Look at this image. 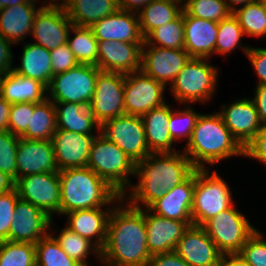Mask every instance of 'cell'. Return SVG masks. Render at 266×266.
<instances>
[{
	"instance_id": "4316f807",
	"label": "cell",
	"mask_w": 266,
	"mask_h": 266,
	"mask_svg": "<svg viewBox=\"0 0 266 266\" xmlns=\"http://www.w3.org/2000/svg\"><path fill=\"white\" fill-rule=\"evenodd\" d=\"M35 3V0H28L3 8L0 11V35L12 44H20L27 35L31 36L34 17L41 8L37 9Z\"/></svg>"
},
{
	"instance_id": "52a82bcc",
	"label": "cell",
	"mask_w": 266,
	"mask_h": 266,
	"mask_svg": "<svg viewBox=\"0 0 266 266\" xmlns=\"http://www.w3.org/2000/svg\"><path fill=\"white\" fill-rule=\"evenodd\" d=\"M207 61L208 58H191L169 85L177 102L193 104L212 99L219 70Z\"/></svg>"
},
{
	"instance_id": "7c38bea8",
	"label": "cell",
	"mask_w": 266,
	"mask_h": 266,
	"mask_svg": "<svg viewBox=\"0 0 266 266\" xmlns=\"http://www.w3.org/2000/svg\"><path fill=\"white\" fill-rule=\"evenodd\" d=\"M165 87L141 70L125 74V114L142 117L146 112L164 105Z\"/></svg>"
},
{
	"instance_id": "e575fe53",
	"label": "cell",
	"mask_w": 266,
	"mask_h": 266,
	"mask_svg": "<svg viewBox=\"0 0 266 266\" xmlns=\"http://www.w3.org/2000/svg\"><path fill=\"white\" fill-rule=\"evenodd\" d=\"M69 33H72L74 37L70 39L68 34L67 43L79 64L97 65L98 40L95 38L92 29L72 25Z\"/></svg>"
},
{
	"instance_id": "be15d7a7",
	"label": "cell",
	"mask_w": 266,
	"mask_h": 266,
	"mask_svg": "<svg viewBox=\"0 0 266 266\" xmlns=\"http://www.w3.org/2000/svg\"><path fill=\"white\" fill-rule=\"evenodd\" d=\"M174 1H177L179 3H181L182 5L184 4L185 0H174Z\"/></svg>"
},
{
	"instance_id": "ee69618b",
	"label": "cell",
	"mask_w": 266,
	"mask_h": 266,
	"mask_svg": "<svg viewBox=\"0 0 266 266\" xmlns=\"http://www.w3.org/2000/svg\"><path fill=\"white\" fill-rule=\"evenodd\" d=\"M19 137L9 130L0 132V171L17 180L16 155Z\"/></svg>"
},
{
	"instance_id": "7a4b0ae2",
	"label": "cell",
	"mask_w": 266,
	"mask_h": 266,
	"mask_svg": "<svg viewBox=\"0 0 266 266\" xmlns=\"http://www.w3.org/2000/svg\"><path fill=\"white\" fill-rule=\"evenodd\" d=\"M194 170L184 152L150 153L136 163L135 176L139 177V181L129 188V196L124 195L123 198L135 208H148L170 189L184 182Z\"/></svg>"
},
{
	"instance_id": "484cf974",
	"label": "cell",
	"mask_w": 266,
	"mask_h": 266,
	"mask_svg": "<svg viewBox=\"0 0 266 266\" xmlns=\"http://www.w3.org/2000/svg\"><path fill=\"white\" fill-rule=\"evenodd\" d=\"M184 50L192 58H210L215 53L218 23L184 11Z\"/></svg>"
},
{
	"instance_id": "b9f144b4",
	"label": "cell",
	"mask_w": 266,
	"mask_h": 266,
	"mask_svg": "<svg viewBox=\"0 0 266 266\" xmlns=\"http://www.w3.org/2000/svg\"><path fill=\"white\" fill-rule=\"evenodd\" d=\"M183 10L189 16L217 23L232 14L224 0H185Z\"/></svg>"
},
{
	"instance_id": "9f6ffc18",
	"label": "cell",
	"mask_w": 266,
	"mask_h": 266,
	"mask_svg": "<svg viewBox=\"0 0 266 266\" xmlns=\"http://www.w3.org/2000/svg\"><path fill=\"white\" fill-rule=\"evenodd\" d=\"M12 104L0 95V132L8 130V121Z\"/></svg>"
},
{
	"instance_id": "bcb514c9",
	"label": "cell",
	"mask_w": 266,
	"mask_h": 266,
	"mask_svg": "<svg viewBox=\"0 0 266 266\" xmlns=\"http://www.w3.org/2000/svg\"><path fill=\"white\" fill-rule=\"evenodd\" d=\"M19 199L16 189L0 194V241H9L10 224L16 202Z\"/></svg>"
},
{
	"instance_id": "f6af8a7d",
	"label": "cell",
	"mask_w": 266,
	"mask_h": 266,
	"mask_svg": "<svg viewBox=\"0 0 266 266\" xmlns=\"http://www.w3.org/2000/svg\"><path fill=\"white\" fill-rule=\"evenodd\" d=\"M256 230L243 245L238 255L249 266H266V240Z\"/></svg>"
},
{
	"instance_id": "d590c367",
	"label": "cell",
	"mask_w": 266,
	"mask_h": 266,
	"mask_svg": "<svg viewBox=\"0 0 266 266\" xmlns=\"http://www.w3.org/2000/svg\"><path fill=\"white\" fill-rule=\"evenodd\" d=\"M59 235L53 236L59 243L60 247L67 253V255L74 259L81 266H89L87 257L92 253L97 255L100 260L101 250L90 240L82 237L78 233L72 232L68 227L61 229Z\"/></svg>"
},
{
	"instance_id": "603a6c76",
	"label": "cell",
	"mask_w": 266,
	"mask_h": 266,
	"mask_svg": "<svg viewBox=\"0 0 266 266\" xmlns=\"http://www.w3.org/2000/svg\"><path fill=\"white\" fill-rule=\"evenodd\" d=\"M122 198L123 196L118 194L108 204L109 207L106 210L102 207H96L93 209L74 210L65 214V216H68L66 227L72 232L87 238L101 250L106 241L108 220L113 209L110 205L115 204V201L118 203Z\"/></svg>"
},
{
	"instance_id": "6125c7cd",
	"label": "cell",
	"mask_w": 266,
	"mask_h": 266,
	"mask_svg": "<svg viewBox=\"0 0 266 266\" xmlns=\"http://www.w3.org/2000/svg\"><path fill=\"white\" fill-rule=\"evenodd\" d=\"M28 0H0V11L5 8V7H8V6H16L18 4H21V3H25L27 2Z\"/></svg>"
},
{
	"instance_id": "6da1fadb",
	"label": "cell",
	"mask_w": 266,
	"mask_h": 266,
	"mask_svg": "<svg viewBox=\"0 0 266 266\" xmlns=\"http://www.w3.org/2000/svg\"><path fill=\"white\" fill-rule=\"evenodd\" d=\"M112 207L106 241L100 252L101 264L147 266L151 254L147 246L145 209L131 206L124 198Z\"/></svg>"
},
{
	"instance_id": "f1b7e54d",
	"label": "cell",
	"mask_w": 266,
	"mask_h": 266,
	"mask_svg": "<svg viewBox=\"0 0 266 266\" xmlns=\"http://www.w3.org/2000/svg\"><path fill=\"white\" fill-rule=\"evenodd\" d=\"M47 87L38 80L8 71L0 76V95L9 103H39L47 98Z\"/></svg>"
},
{
	"instance_id": "83f0119b",
	"label": "cell",
	"mask_w": 266,
	"mask_h": 266,
	"mask_svg": "<svg viewBox=\"0 0 266 266\" xmlns=\"http://www.w3.org/2000/svg\"><path fill=\"white\" fill-rule=\"evenodd\" d=\"M172 109L164 105L146 112L142 116L147 146L151 153L175 152L174 141L169 132Z\"/></svg>"
},
{
	"instance_id": "f907efd6",
	"label": "cell",
	"mask_w": 266,
	"mask_h": 266,
	"mask_svg": "<svg viewBox=\"0 0 266 266\" xmlns=\"http://www.w3.org/2000/svg\"><path fill=\"white\" fill-rule=\"evenodd\" d=\"M246 56L253 65L259 78L258 84H266V48L250 47Z\"/></svg>"
},
{
	"instance_id": "e7e4bbea",
	"label": "cell",
	"mask_w": 266,
	"mask_h": 266,
	"mask_svg": "<svg viewBox=\"0 0 266 266\" xmlns=\"http://www.w3.org/2000/svg\"><path fill=\"white\" fill-rule=\"evenodd\" d=\"M261 2L263 3L265 10H266V0H261Z\"/></svg>"
},
{
	"instance_id": "3957f363",
	"label": "cell",
	"mask_w": 266,
	"mask_h": 266,
	"mask_svg": "<svg viewBox=\"0 0 266 266\" xmlns=\"http://www.w3.org/2000/svg\"><path fill=\"white\" fill-rule=\"evenodd\" d=\"M183 152L195 168H205L208 163L214 166L235 155L244 156V148L226 127L219 112L199 114Z\"/></svg>"
},
{
	"instance_id": "ac0fdd59",
	"label": "cell",
	"mask_w": 266,
	"mask_h": 266,
	"mask_svg": "<svg viewBox=\"0 0 266 266\" xmlns=\"http://www.w3.org/2000/svg\"><path fill=\"white\" fill-rule=\"evenodd\" d=\"M190 266H219L222 254L202 226L190 225L174 249Z\"/></svg>"
},
{
	"instance_id": "60d3db41",
	"label": "cell",
	"mask_w": 266,
	"mask_h": 266,
	"mask_svg": "<svg viewBox=\"0 0 266 266\" xmlns=\"http://www.w3.org/2000/svg\"><path fill=\"white\" fill-rule=\"evenodd\" d=\"M0 266H36L35 244L0 241Z\"/></svg>"
},
{
	"instance_id": "44dd1931",
	"label": "cell",
	"mask_w": 266,
	"mask_h": 266,
	"mask_svg": "<svg viewBox=\"0 0 266 266\" xmlns=\"http://www.w3.org/2000/svg\"><path fill=\"white\" fill-rule=\"evenodd\" d=\"M143 43L98 41L97 67L105 72L128 74L141 70Z\"/></svg>"
},
{
	"instance_id": "c3c4849f",
	"label": "cell",
	"mask_w": 266,
	"mask_h": 266,
	"mask_svg": "<svg viewBox=\"0 0 266 266\" xmlns=\"http://www.w3.org/2000/svg\"><path fill=\"white\" fill-rule=\"evenodd\" d=\"M50 56L52 76L68 71L79 64L68 43L50 50Z\"/></svg>"
},
{
	"instance_id": "30bf717a",
	"label": "cell",
	"mask_w": 266,
	"mask_h": 266,
	"mask_svg": "<svg viewBox=\"0 0 266 266\" xmlns=\"http://www.w3.org/2000/svg\"><path fill=\"white\" fill-rule=\"evenodd\" d=\"M100 134L117 145L135 163L151 153L140 116L123 114L109 119L100 125Z\"/></svg>"
},
{
	"instance_id": "d6a6232c",
	"label": "cell",
	"mask_w": 266,
	"mask_h": 266,
	"mask_svg": "<svg viewBox=\"0 0 266 266\" xmlns=\"http://www.w3.org/2000/svg\"><path fill=\"white\" fill-rule=\"evenodd\" d=\"M183 5L174 0H151L139 13L140 29L145 38L153 29L176 19Z\"/></svg>"
},
{
	"instance_id": "d6986e66",
	"label": "cell",
	"mask_w": 266,
	"mask_h": 266,
	"mask_svg": "<svg viewBox=\"0 0 266 266\" xmlns=\"http://www.w3.org/2000/svg\"><path fill=\"white\" fill-rule=\"evenodd\" d=\"M96 135L56 130L52 137L58 170L86 167Z\"/></svg>"
},
{
	"instance_id": "836d02e7",
	"label": "cell",
	"mask_w": 266,
	"mask_h": 266,
	"mask_svg": "<svg viewBox=\"0 0 266 266\" xmlns=\"http://www.w3.org/2000/svg\"><path fill=\"white\" fill-rule=\"evenodd\" d=\"M56 130L55 106L46 98L42 102L34 103V112H30V125L20 137L30 140H52Z\"/></svg>"
},
{
	"instance_id": "5bb4252c",
	"label": "cell",
	"mask_w": 266,
	"mask_h": 266,
	"mask_svg": "<svg viewBox=\"0 0 266 266\" xmlns=\"http://www.w3.org/2000/svg\"><path fill=\"white\" fill-rule=\"evenodd\" d=\"M191 58L184 49L156 47L144 41L141 49V71L166 87L168 83H173Z\"/></svg>"
},
{
	"instance_id": "681fc988",
	"label": "cell",
	"mask_w": 266,
	"mask_h": 266,
	"mask_svg": "<svg viewBox=\"0 0 266 266\" xmlns=\"http://www.w3.org/2000/svg\"><path fill=\"white\" fill-rule=\"evenodd\" d=\"M244 157L255 158L266 165V126H263L245 147Z\"/></svg>"
},
{
	"instance_id": "f546056e",
	"label": "cell",
	"mask_w": 266,
	"mask_h": 266,
	"mask_svg": "<svg viewBox=\"0 0 266 266\" xmlns=\"http://www.w3.org/2000/svg\"><path fill=\"white\" fill-rule=\"evenodd\" d=\"M53 103L56 111L57 130L86 135H95L93 130L96 129L100 131V124L92 115L89 106L70 102Z\"/></svg>"
},
{
	"instance_id": "e0dca14e",
	"label": "cell",
	"mask_w": 266,
	"mask_h": 266,
	"mask_svg": "<svg viewBox=\"0 0 266 266\" xmlns=\"http://www.w3.org/2000/svg\"><path fill=\"white\" fill-rule=\"evenodd\" d=\"M219 114L233 137L245 149L263 125L260 123L256 106L252 99L241 98L221 106Z\"/></svg>"
},
{
	"instance_id": "9a60e30c",
	"label": "cell",
	"mask_w": 266,
	"mask_h": 266,
	"mask_svg": "<svg viewBox=\"0 0 266 266\" xmlns=\"http://www.w3.org/2000/svg\"><path fill=\"white\" fill-rule=\"evenodd\" d=\"M9 230L10 242L36 244L50 233L52 218L30 202L18 199Z\"/></svg>"
},
{
	"instance_id": "d4e9b609",
	"label": "cell",
	"mask_w": 266,
	"mask_h": 266,
	"mask_svg": "<svg viewBox=\"0 0 266 266\" xmlns=\"http://www.w3.org/2000/svg\"><path fill=\"white\" fill-rule=\"evenodd\" d=\"M195 181L196 168L184 182L170 189L163 197L153 202L148 209L159 216L185 221L189 226L193 225L191 207Z\"/></svg>"
},
{
	"instance_id": "ba28073f",
	"label": "cell",
	"mask_w": 266,
	"mask_h": 266,
	"mask_svg": "<svg viewBox=\"0 0 266 266\" xmlns=\"http://www.w3.org/2000/svg\"><path fill=\"white\" fill-rule=\"evenodd\" d=\"M202 227L222 255L238 254L257 230L235 204L207 220Z\"/></svg>"
},
{
	"instance_id": "94428289",
	"label": "cell",
	"mask_w": 266,
	"mask_h": 266,
	"mask_svg": "<svg viewBox=\"0 0 266 266\" xmlns=\"http://www.w3.org/2000/svg\"><path fill=\"white\" fill-rule=\"evenodd\" d=\"M224 1L226 2L228 9L233 13L238 5L242 7L248 3L255 2L256 0H224Z\"/></svg>"
},
{
	"instance_id": "91938a15",
	"label": "cell",
	"mask_w": 266,
	"mask_h": 266,
	"mask_svg": "<svg viewBox=\"0 0 266 266\" xmlns=\"http://www.w3.org/2000/svg\"><path fill=\"white\" fill-rule=\"evenodd\" d=\"M58 1H61V2L58 3ZM71 2H72V0H47V2L43 1V3L45 4V5L43 4V6L44 7L66 9Z\"/></svg>"
},
{
	"instance_id": "6f0895ef",
	"label": "cell",
	"mask_w": 266,
	"mask_h": 266,
	"mask_svg": "<svg viewBox=\"0 0 266 266\" xmlns=\"http://www.w3.org/2000/svg\"><path fill=\"white\" fill-rule=\"evenodd\" d=\"M219 266H249L238 254L222 255Z\"/></svg>"
},
{
	"instance_id": "2e32d148",
	"label": "cell",
	"mask_w": 266,
	"mask_h": 266,
	"mask_svg": "<svg viewBox=\"0 0 266 266\" xmlns=\"http://www.w3.org/2000/svg\"><path fill=\"white\" fill-rule=\"evenodd\" d=\"M72 25L65 9L41 6L33 20L31 35L36 39L33 43L56 49L67 43Z\"/></svg>"
},
{
	"instance_id": "db71d44e",
	"label": "cell",
	"mask_w": 266,
	"mask_h": 266,
	"mask_svg": "<svg viewBox=\"0 0 266 266\" xmlns=\"http://www.w3.org/2000/svg\"><path fill=\"white\" fill-rule=\"evenodd\" d=\"M254 96L252 100L256 106L260 123L266 126V84L257 85Z\"/></svg>"
},
{
	"instance_id": "277c9868",
	"label": "cell",
	"mask_w": 266,
	"mask_h": 266,
	"mask_svg": "<svg viewBox=\"0 0 266 266\" xmlns=\"http://www.w3.org/2000/svg\"><path fill=\"white\" fill-rule=\"evenodd\" d=\"M60 215L109 204L118 193L88 167L59 171Z\"/></svg>"
},
{
	"instance_id": "8fae6325",
	"label": "cell",
	"mask_w": 266,
	"mask_h": 266,
	"mask_svg": "<svg viewBox=\"0 0 266 266\" xmlns=\"http://www.w3.org/2000/svg\"><path fill=\"white\" fill-rule=\"evenodd\" d=\"M20 199L30 202L53 219L60 214V179L58 172L37 173L23 176L15 181Z\"/></svg>"
},
{
	"instance_id": "f5cc1de1",
	"label": "cell",
	"mask_w": 266,
	"mask_h": 266,
	"mask_svg": "<svg viewBox=\"0 0 266 266\" xmlns=\"http://www.w3.org/2000/svg\"><path fill=\"white\" fill-rule=\"evenodd\" d=\"M13 45L0 35V76L13 69V55L11 48Z\"/></svg>"
},
{
	"instance_id": "f35d334b",
	"label": "cell",
	"mask_w": 266,
	"mask_h": 266,
	"mask_svg": "<svg viewBox=\"0 0 266 266\" xmlns=\"http://www.w3.org/2000/svg\"><path fill=\"white\" fill-rule=\"evenodd\" d=\"M237 18L230 14L226 19L218 22V35L215 45V54L227 55L228 53L241 48L245 54L249 51V46H241V38L244 36Z\"/></svg>"
},
{
	"instance_id": "5b68a950",
	"label": "cell",
	"mask_w": 266,
	"mask_h": 266,
	"mask_svg": "<svg viewBox=\"0 0 266 266\" xmlns=\"http://www.w3.org/2000/svg\"><path fill=\"white\" fill-rule=\"evenodd\" d=\"M86 167L121 196L127 195V188L133 185L128 176H135L136 163L100 133L92 144Z\"/></svg>"
},
{
	"instance_id": "9c48e42d",
	"label": "cell",
	"mask_w": 266,
	"mask_h": 266,
	"mask_svg": "<svg viewBox=\"0 0 266 266\" xmlns=\"http://www.w3.org/2000/svg\"><path fill=\"white\" fill-rule=\"evenodd\" d=\"M96 65L78 64L63 73L52 76L47 92L52 102H70L89 106L95 91Z\"/></svg>"
},
{
	"instance_id": "4dcf8cb0",
	"label": "cell",
	"mask_w": 266,
	"mask_h": 266,
	"mask_svg": "<svg viewBox=\"0 0 266 266\" xmlns=\"http://www.w3.org/2000/svg\"><path fill=\"white\" fill-rule=\"evenodd\" d=\"M21 64L13 67L12 71L21 76L38 80L46 87L52 78L50 50L34 43H23Z\"/></svg>"
},
{
	"instance_id": "1f68e13d",
	"label": "cell",
	"mask_w": 266,
	"mask_h": 266,
	"mask_svg": "<svg viewBox=\"0 0 266 266\" xmlns=\"http://www.w3.org/2000/svg\"><path fill=\"white\" fill-rule=\"evenodd\" d=\"M118 9V0H72L65 11L73 25L91 27Z\"/></svg>"
},
{
	"instance_id": "cb8c5ba5",
	"label": "cell",
	"mask_w": 266,
	"mask_h": 266,
	"mask_svg": "<svg viewBox=\"0 0 266 266\" xmlns=\"http://www.w3.org/2000/svg\"><path fill=\"white\" fill-rule=\"evenodd\" d=\"M147 246L152 255L172 252L189 225L185 221L168 219L145 208Z\"/></svg>"
},
{
	"instance_id": "7bdbcfd3",
	"label": "cell",
	"mask_w": 266,
	"mask_h": 266,
	"mask_svg": "<svg viewBox=\"0 0 266 266\" xmlns=\"http://www.w3.org/2000/svg\"><path fill=\"white\" fill-rule=\"evenodd\" d=\"M200 113L193 111L191 106L186 105L182 111L172 110L169 120V132L175 142L181 138H191L192 130Z\"/></svg>"
},
{
	"instance_id": "11a10c76",
	"label": "cell",
	"mask_w": 266,
	"mask_h": 266,
	"mask_svg": "<svg viewBox=\"0 0 266 266\" xmlns=\"http://www.w3.org/2000/svg\"><path fill=\"white\" fill-rule=\"evenodd\" d=\"M151 0H118L119 9L139 13Z\"/></svg>"
},
{
	"instance_id": "4fadbf2b",
	"label": "cell",
	"mask_w": 266,
	"mask_h": 266,
	"mask_svg": "<svg viewBox=\"0 0 266 266\" xmlns=\"http://www.w3.org/2000/svg\"><path fill=\"white\" fill-rule=\"evenodd\" d=\"M124 81L125 74L123 73L105 71L98 73L89 108L100 125L109 119L125 114Z\"/></svg>"
},
{
	"instance_id": "816d5d0a",
	"label": "cell",
	"mask_w": 266,
	"mask_h": 266,
	"mask_svg": "<svg viewBox=\"0 0 266 266\" xmlns=\"http://www.w3.org/2000/svg\"><path fill=\"white\" fill-rule=\"evenodd\" d=\"M147 266H190L174 251L152 255Z\"/></svg>"
},
{
	"instance_id": "680465c9",
	"label": "cell",
	"mask_w": 266,
	"mask_h": 266,
	"mask_svg": "<svg viewBox=\"0 0 266 266\" xmlns=\"http://www.w3.org/2000/svg\"><path fill=\"white\" fill-rule=\"evenodd\" d=\"M14 180L6 173L0 171V194L14 189Z\"/></svg>"
},
{
	"instance_id": "8d00e7d4",
	"label": "cell",
	"mask_w": 266,
	"mask_h": 266,
	"mask_svg": "<svg viewBox=\"0 0 266 266\" xmlns=\"http://www.w3.org/2000/svg\"><path fill=\"white\" fill-rule=\"evenodd\" d=\"M184 10L173 21L153 29L144 41L156 47L184 49Z\"/></svg>"
},
{
	"instance_id": "74e56055",
	"label": "cell",
	"mask_w": 266,
	"mask_h": 266,
	"mask_svg": "<svg viewBox=\"0 0 266 266\" xmlns=\"http://www.w3.org/2000/svg\"><path fill=\"white\" fill-rule=\"evenodd\" d=\"M233 15L245 35L259 38L266 36V10L261 0L237 7Z\"/></svg>"
},
{
	"instance_id": "ffe728a7",
	"label": "cell",
	"mask_w": 266,
	"mask_h": 266,
	"mask_svg": "<svg viewBox=\"0 0 266 266\" xmlns=\"http://www.w3.org/2000/svg\"><path fill=\"white\" fill-rule=\"evenodd\" d=\"M17 179L37 173L58 172L51 140L19 137L16 155Z\"/></svg>"
},
{
	"instance_id": "8992f818",
	"label": "cell",
	"mask_w": 266,
	"mask_h": 266,
	"mask_svg": "<svg viewBox=\"0 0 266 266\" xmlns=\"http://www.w3.org/2000/svg\"><path fill=\"white\" fill-rule=\"evenodd\" d=\"M207 168H196L191 207L193 225L202 226L207 220L234 204L227 182L218 175L217 171L209 173Z\"/></svg>"
},
{
	"instance_id": "ab89813d",
	"label": "cell",
	"mask_w": 266,
	"mask_h": 266,
	"mask_svg": "<svg viewBox=\"0 0 266 266\" xmlns=\"http://www.w3.org/2000/svg\"><path fill=\"white\" fill-rule=\"evenodd\" d=\"M36 266H81L60 247L52 233L35 244Z\"/></svg>"
},
{
	"instance_id": "7dc6e473",
	"label": "cell",
	"mask_w": 266,
	"mask_h": 266,
	"mask_svg": "<svg viewBox=\"0 0 266 266\" xmlns=\"http://www.w3.org/2000/svg\"><path fill=\"white\" fill-rule=\"evenodd\" d=\"M30 112H34V103L22 102L12 104L8 130L15 136L20 137L30 125Z\"/></svg>"
},
{
	"instance_id": "7402d4cb",
	"label": "cell",
	"mask_w": 266,
	"mask_h": 266,
	"mask_svg": "<svg viewBox=\"0 0 266 266\" xmlns=\"http://www.w3.org/2000/svg\"><path fill=\"white\" fill-rule=\"evenodd\" d=\"M98 41L144 43L137 13L118 9L90 27Z\"/></svg>"
}]
</instances>
